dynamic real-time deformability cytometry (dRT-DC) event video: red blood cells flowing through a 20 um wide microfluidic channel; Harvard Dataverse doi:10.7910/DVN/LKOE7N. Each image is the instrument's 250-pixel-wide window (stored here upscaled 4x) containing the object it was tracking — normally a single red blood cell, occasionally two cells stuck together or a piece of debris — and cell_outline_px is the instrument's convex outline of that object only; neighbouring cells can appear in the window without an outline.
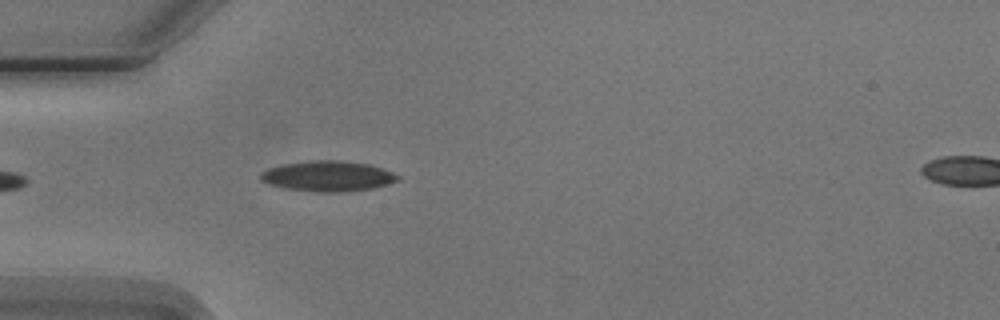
{"species": "Egyptian fruit bat (a non-hibernating species)", "species_latin": "Rousettus aegyptiacus", "temperature_condition": "cold", "stored_images_in_passage": 4, "segment_of_instrument_passage": [1, 2], "camera_frame_rate_fps": 3000, "um_per_image_px": 0.085, "animal": {"sex": "male"}, "frame": {"image": 1, "passage_image": 3, "time_ms": 3.333, "image_size_px": [1000, 320], "cell_outline_px": [[400, 176], [396, 180], [388, 184], [372, 188], [332, 192], [320, 192], [288, 188], [272, 184], [260, 180], [260, 172], [268, 168], [284, 164], [308, 160], [340, 160], [368, 164], [384, 168]], "centroid_in_image_um": [27.87, 14.95], "position_along_channel_um": 57.1, "area_um2": 23.99}}